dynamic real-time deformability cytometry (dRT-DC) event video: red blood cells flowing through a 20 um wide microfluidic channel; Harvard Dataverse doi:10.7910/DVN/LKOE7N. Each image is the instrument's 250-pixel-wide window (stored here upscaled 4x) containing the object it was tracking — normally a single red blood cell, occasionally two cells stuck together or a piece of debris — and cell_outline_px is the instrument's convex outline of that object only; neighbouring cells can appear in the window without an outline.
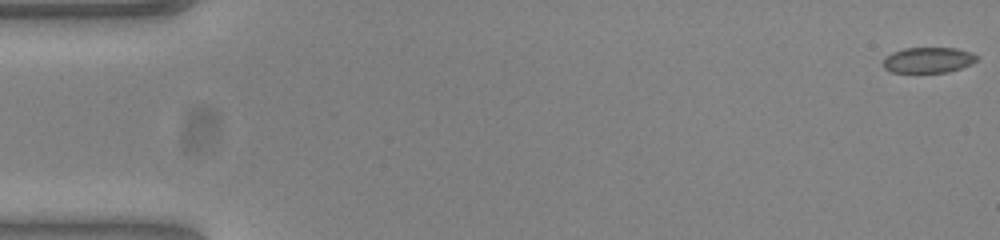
{"species": "common noctule bat (a hibernating species)", "species_latin": "Nyctalus noctula", "temperature_condition": "warm", "stored_images_in_passage": 53, "camera_frame_rate_fps": 3000, "um_per_image_px": 0.085, "animal": {"sex": "female", "body_mass_g": 23.0, "forearm_length_mm": 53.4}, "frame": {"image": 1, "passage_image": 1, "time_ms": 0.0, "image_size_px": [1000, 240], "cell_outline_px": [[976, 60], [960, 68], [948, 72], [892, 72], [884, 68], [884, 60], [892, 52], [904, 48], [956, 48], [972, 52], [976, 56]], "centroid_in_image_um": [78.89, 5.1], "position_along_channel_um": 6.1, "area_um2": 13.7}}
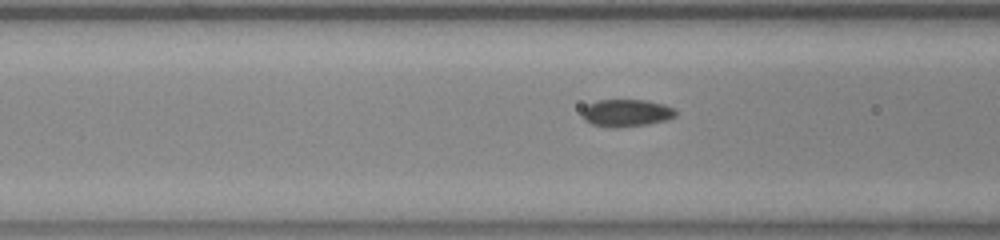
{"frame": {"image": 2, "passage_image": 21, "time_ms": 6.667, "image_size_px": [1000, 240], "cell_outline_px": [[676, 116], [664, 120], [648, 124], [616, 128], [608, 128], [592, 124], [584, 120], [584, 108], [588, 104], [596, 100], [644, 100], [664, 104], [676, 108]], "centroid_in_image_um": [53.26, 9.6], "position_along_channel_um": 113.3, "area_um2": 14.91}}
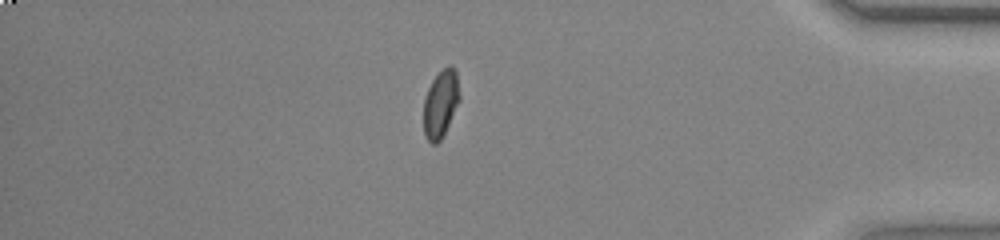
{"frame": {"image": 3, "passage_image": 46, "time_ms": 15.0, "image_size_px": [1000, 240], "cell_outline_px": [[460, 100], [440, 140], [436, 144], [432, 144], [424, 136], [424, 100], [428, 88], [432, 80], [448, 64], [452, 64], [456, 72], [460, 96]], "centroid_in_image_um": [37.45, 8.8], "position_along_channel_um": 397.7, "area_um2": 13.99}, "authors_computed_cell_mechanics": {"area_um2": 14.5078, "velocity_mm_per_s": 3.8603, "shape_relaxation_time_tau1_ms": null, "shape_relaxation_time_tau2_ms": 0.7412, "deformation_change_tau1": null, "deformation_change_tau2": 0.0458}}